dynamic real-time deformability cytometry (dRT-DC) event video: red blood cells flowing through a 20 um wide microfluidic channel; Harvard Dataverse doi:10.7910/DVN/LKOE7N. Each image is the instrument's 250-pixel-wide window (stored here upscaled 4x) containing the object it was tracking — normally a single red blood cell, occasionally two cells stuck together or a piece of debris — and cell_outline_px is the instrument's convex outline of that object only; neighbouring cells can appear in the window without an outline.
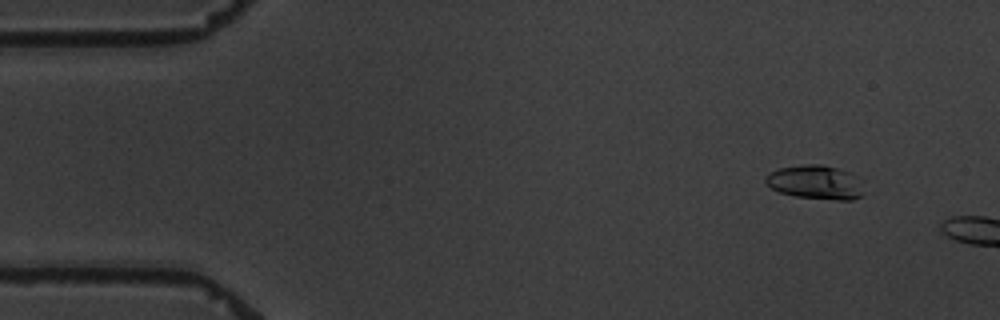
{"species": "common noctule bat (a hibernating species)", "species_latin": "Nyctalus noctula", "temperature_condition": "warm", "stored_images_in_passage": 3, "camera_frame_rate_fps": 3000, "um_per_image_px": 0.085, "animal": {"sex": "male", "body_mass_g": 19.5, "forearm_length_mm": 54.6}, "frame": {"image": 1, "passage_image": 1, "time_ms": 0.0, "image_size_px": [1000, 320], "cell_outline_px": [[864, 196], [852, 200], [836, 200], [796, 196], [780, 192], [772, 188], [764, 180], [764, 176], [780, 168], [800, 164], [824, 164], [840, 168], [856, 176], [864, 192]], "centroid_in_image_um": [69.34, 15.48], "position_along_channel_um": 15.7, "area_um2": 19.54}}